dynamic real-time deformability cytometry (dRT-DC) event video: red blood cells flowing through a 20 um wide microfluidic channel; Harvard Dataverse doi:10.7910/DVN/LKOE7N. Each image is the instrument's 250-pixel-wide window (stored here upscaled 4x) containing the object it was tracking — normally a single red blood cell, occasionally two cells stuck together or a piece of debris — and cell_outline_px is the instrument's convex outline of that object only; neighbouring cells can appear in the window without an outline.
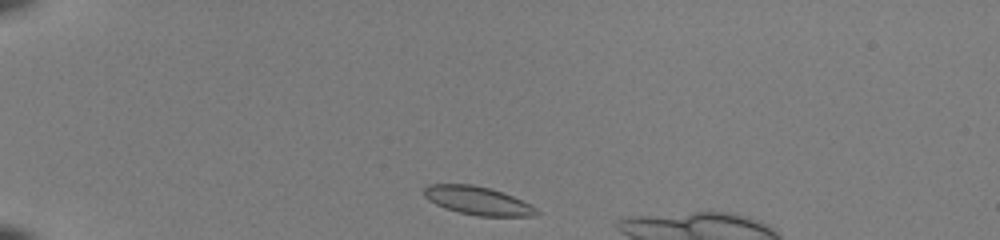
{"species": "common noctule bat (a hibernating species)", "species_latin": "Nyctalus noctula", "temperature_condition": "room temperature", "stored_images_in_passage": 39, "camera_frame_rate_fps": 3000, "um_per_image_px": 0.085, "animal": {"sex": "female", "body_mass_g": 22.0, "forearm_length_mm": 56.7}, "frame": {"image": 1, "passage_image": 1, "time_ms": 0.0, "image_size_px": [1000, 240], "cell_outline_px": [[540, 212], [532, 216], [476, 216], [444, 208], [428, 200], [424, 196], [424, 188], [428, 184], [472, 184], [492, 188], [504, 192], [536, 208]], "centroid_in_image_um": [40.58, 17.05], "position_along_channel_um": 44.4, "area_um2": 18.55}}
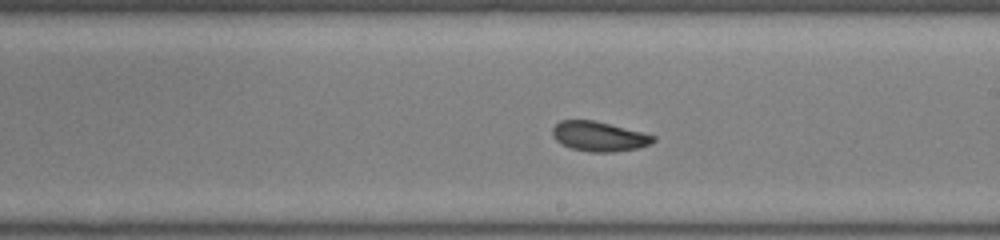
{"frame": {"image": 2, "passage_image": 19, "time_ms": 6.0, "image_size_px": [1000, 240], "cell_outline_px": [[656, 140], [652, 144], [640, 148], [612, 152], [592, 152], [572, 148], [560, 144], [552, 136], [552, 128], [560, 120], [592, 120], [656, 136]], "centroid_in_image_um": [50.91, 11.6], "position_along_channel_um": 238.1, "area_um2": 17.4}}
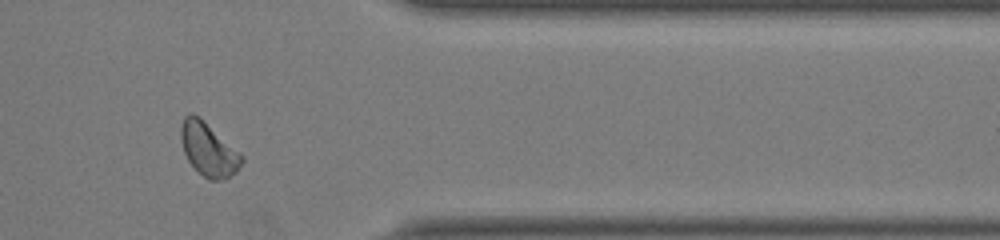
{"frame": {"image": 3, "passage_image": 31, "time_ms": 10.0, "image_size_px": [1000, 240], "cell_outline_px": [[244, 160], [236, 172], [224, 180], [208, 180], [188, 160], [184, 152], [180, 140], [180, 128], [184, 116], [192, 112], [200, 116], [240, 152], [244, 156]], "centroid_in_image_um": [17.73, 12.67], "position_along_channel_um": 393.7, "area_um2": 19.07}, "authors_computed_cell_mechanics": {"area_um2": 18.0336, "velocity_mm_per_s": 4.0689, "shape_relaxation_time_tau1_ms": 3.2075, "shape_relaxation_time_tau2_ms": 3.1062, "deformation_change_tau1": 0.1225, "deformation_change_tau2": 0.0895}}